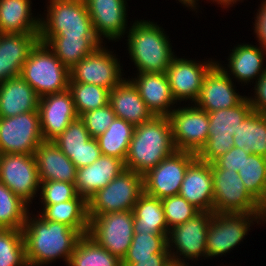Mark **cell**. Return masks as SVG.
I'll return each mask as SVG.
<instances>
[{
	"mask_svg": "<svg viewBox=\"0 0 266 266\" xmlns=\"http://www.w3.org/2000/svg\"><path fill=\"white\" fill-rule=\"evenodd\" d=\"M101 156L96 138L89 139L82 147L80 168L95 162Z\"/></svg>",
	"mask_w": 266,
	"mask_h": 266,
	"instance_id": "obj_49",
	"label": "cell"
},
{
	"mask_svg": "<svg viewBox=\"0 0 266 266\" xmlns=\"http://www.w3.org/2000/svg\"><path fill=\"white\" fill-rule=\"evenodd\" d=\"M259 5L254 17L253 33L256 35V41L259 42L258 46L266 49V0H262Z\"/></svg>",
	"mask_w": 266,
	"mask_h": 266,
	"instance_id": "obj_47",
	"label": "cell"
},
{
	"mask_svg": "<svg viewBox=\"0 0 266 266\" xmlns=\"http://www.w3.org/2000/svg\"><path fill=\"white\" fill-rule=\"evenodd\" d=\"M254 95L249 96L252 109L260 114H266V71L254 83Z\"/></svg>",
	"mask_w": 266,
	"mask_h": 266,
	"instance_id": "obj_46",
	"label": "cell"
},
{
	"mask_svg": "<svg viewBox=\"0 0 266 266\" xmlns=\"http://www.w3.org/2000/svg\"><path fill=\"white\" fill-rule=\"evenodd\" d=\"M105 44L71 68L69 82L94 84L111 91L124 79L120 59Z\"/></svg>",
	"mask_w": 266,
	"mask_h": 266,
	"instance_id": "obj_14",
	"label": "cell"
},
{
	"mask_svg": "<svg viewBox=\"0 0 266 266\" xmlns=\"http://www.w3.org/2000/svg\"><path fill=\"white\" fill-rule=\"evenodd\" d=\"M0 266H28L22 230L0 228Z\"/></svg>",
	"mask_w": 266,
	"mask_h": 266,
	"instance_id": "obj_40",
	"label": "cell"
},
{
	"mask_svg": "<svg viewBox=\"0 0 266 266\" xmlns=\"http://www.w3.org/2000/svg\"><path fill=\"white\" fill-rule=\"evenodd\" d=\"M216 64L212 58L206 61H196V59L173 58L170 66L166 70V76L170 84L172 96L177 102L183 105L194 104L199 97L203 79L209 70ZM185 101V102H184Z\"/></svg>",
	"mask_w": 266,
	"mask_h": 266,
	"instance_id": "obj_17",
	"label": "cell"
},
{
	"mask_svg": "<svg viewBox=\"0 0 266 266\" xmlns=\"http://www.w3.org/2000/svg\"><path fill=\"white\" fill-rule=\"evenodd\" d=\"M40 14V42L51 37L98 38L84 0H48Z\"/></svg>",
	"mask_w": 266,
	"mask_h": 266,
	"instance_id": "obj_4",
	"label": "cell"
},
{
	"mask_svg": "<svg viewBox=\"0 0 266 266\" xmlns=\"http://www.w3.org/2000/svg\"><path fill=\"white\" fill-rule=\"evenodd\" d=\"M238 174L246 190L266 209V157L250 154Z\"/></svg>",
	"mask_w": 266,
	"mask_h": 266,
	"instance_id": "obj_36",
	"label": "cell"
},
{
	"mask_svg": "<svg viewBox=\"0 0 266 266\" xmlns=\"http://www.w3.org/2000/svg\"><path fill=\"white\" fill-rule=\"evenodd\" d=\"M213 213L266 214V209L246 190L237 171L211 169Z\"/></svg>",
	"mask_w": 266,
	"mask_h": 266,
	"instance_id": "obj_10",
	"label": "cell"
},
{
	"mask_svg": "<svg viewBox=\"0 0 266 266\" xmlns=\"http://www.w3.org/2000/svg\"><path fill=\"white\" fill-rule=\"evenodd\" d=\"M254 222L265 225L266 214L213 213L207 228V259L226 256L242 244Z\"/></svg>",
	"mask_w": 266,
	"mask_h": 266,
	"instance_id": "obj_6",
	"label": "cell"
},
{
	"mask_svg": "<svg viewBox=\"0 0 266 266\" xmlns=\"http://www.w3.org/2000/svg\"><path fill=\"white\" fill-rule=\"evenodd\" d=\"M39 96L19 75L0 83V117L38 111Z\"/></svg>",
	"mask_w": 266,
	"mask_h": 266,
	"instance_id": "obj_28",
	"label": "cell"
},
{
	"mask_svg": "<svg viewBox=\"0 0 266 266\" xmlns=\"http://www.w3.org/2000/svg\"><path fill=\"white\" fill-rule=\"evenodd\" d=\"M234 147L266 157V114L252 111L233 134Z\"/></svg>",
	"mask_w": 266,
	"mask_h": 266,
	"instance_id": "obj_31",
	"label": "cell"
},
{
	"mask_svg": "<svg viewBox=\"0 0 266 266\" xmlns=\"http://www.w3.org/2000/svg\"><path fill=\"white\" fill-rule=\"evenodd\" d=\"M240 1L244 0H210V2L215 3L216 5H220L221 8L229 9L230 7H233L234 5L237 4V2L240 3Z\"/></svg>",
	"mask_w": 266,
	"mask_h": 266,
	"instance_id": "obj_50",
	"label": "cell"
},
{
	"mask_svg": "<svg viewBox=\"0 0 266 266\" xmlns=\"http://www.w3.org/2000/svg\"><path fill=\"white\" fill-rule=\"evenodd\" d=\"M130 78L154 116L168 117L177 102L172 96L166 73H137ZM175 104V105H174Z\"/></svg>",
	"mask_w": 266,
	"mask_h": 266,
	"instance_id": "obj_25",
	"label": "cell"
},
{
	"mask_svg": "<svg viewBox=\"0 0 266 266\" xmlns=\"http://www.w3.org/2000/svg\"><path fill=\"white\" fill-rule=\"evenodd\" d=\"M79 117L84 122L91 138H97L107 130L116 115L110 104H107L101 108L88 111Z\"/></svg>",
	"mask_w": 266,
	"mask_h": 266,
	"instance_id": "obj_44",
	"label": "cell"
},
{
	"mask_svg": "<svg viewBox=\"0 0 266 266\" xmlns=\"http://www.w3.org/2000/svg\"><path fill=\"white\" fill-rule=\"evenodd\" d=\"M32 0H0V33H39L40 14L32 13Z\"/></svg>",
	"mask_w": 266,
	"mask_h": 266,
	"instance_id": "obj_29",
	"label": "cell"
},
{
	"mask_svg": "<svg viewBox=\"0 0 266 266\" xmlns=\"http://www.w3.org/2000/svg\"><path fill=\"white\" fill-rule=\"evenodd\" d=\"M109 104L116 118L123 119L134 126L154 117L129 78H124L110 91Z\"/></svg>",
	"mask_w": 266,
	"mask_h": 266,
	"instance_id": "obj_26",
	"label": "cell"
},
{
	"mask_svg": "<svg viewBox=\"0 0 266 266\" xmlns=\"http://www.w3.org/2000/svg\"><path fill=\"white\" fill-rule=\"evenodd\" d=\"M132 211L135 233H169L161 199L143 192Z\"/></svg>",
	"mask_w": 266,
	"mask_h": 266,
	"instance_id": "obj_32",
	"label": "cell"
},
{
	"mask_svg": "<svg viewBox=\"0 0 266 266\" xmlns=\"http://www.w3.org/2000/svg\"><path fill=\"white\" fill-rule=\"evenodd\" d=\"M0 181L30 207L41 184L34 155L0 154Z\"/></svg>",
	"mask_w": 266,
	"mask_h": 266,
	"instance_id": "obj_16",
	"label": "cell"
},
{
	"mask_svg": "<svg viewBox=\"0 0 266 266\" xmlns=\"http://www.w3.org/2000/svg\"><path fill=\"white\" fill-rule=\"evenodd\" d=\"M168 233H134L132 243L123 259L153 258V254L169 253Z\"/></svg>",
	"mask_w": 266,
	"mask_h": 266,
	"instance_id": "obj_41",
	"label": "cell"
},
{
	"mask_svg": "<svg viewBox=\"0 0 266 266\" xmlns=\"http://www.w3.org/2000/svg\"><path fill=\"white\" fill-rule=\"evenodd\" d=\"M39 41V33H0V83L20 75L22 65Z\"/></svg>",
	"mask_w": 266,
	"mask_h": 266,
	"instance_id": "obj_23",
	"label": "cell"
},
{
	"mask_svg": "<svg viewBox=\"0 0 266 266\" xmlns=\"http://www.w3.org/2000/svg\"><path fill=\"white\" fill-rule=\"evenodd\" d=\"M22 232L28 266H47L62 258L68 265L75 245L82 236L68 225L44 220L31 212L26 216Z\"/></svg>",
	"mask_w": 266,
	"mask_h": 266,
	"instance_id": "obj_1",
	"label": "cell"
},
{
	"mask_svg": "<svg viewBox=\"0 0 266 266\" xmlns=\"http://www.w3.org/2000/svg\"><path fill=\"white\" fill-rule=\"evenodd\" d=\"M175 151L169 117L154 116L135 126L125 169L144 175Z\"/></svg>",
	"mask_w": 266,
	"mask_h": 266,
	"instance_id": "obj_3",
	"label": "cell"
},
{
	"mask_svg": "<svg viewBox=\"0 0 266 266\" xmlns=\"http://www.w3.org/2000/svg\"><path fill=\"white\" fill-rule=\"evenodd\" d=\"M130 25L126 50L137 72L165 73L176 56L165 29L144 19H137Z\"/></svg>",
	"mask_w": 266,
	"mask_h": 266,
	"instance_id": "obj_2",
	"label": "cell"
},
{
	"mask_svg": "<svg viewBox=\"0 0 266 266\" xmlns=\"http://www.w3.org/2000/svg\"><path fill=\"white\" fill-rule=\"evenodd\" d=\"M252 111L250 100L246 97L235 107L209 112L208 141L197 157L204 162L213 163L227 153L234 147V132Z\"/></svg>",
	"mask_w": 266,
	"mask_h": 266,
	"instance_id": "obj_7",
	"label": "cell"
},
{
	"mask_svg": "<svg viewBox=\"0 0 266 266\" xmlns=\"http://www.w3.org/2000/svg\"><path fill=\"white\" fill-rule=\"evenodd\" d=\"M227 58L228 64L223 66L221 62L216 64L232 79L245 86L258 81L259 77L266 71L264 64L266 49L258 45L242 43L230 49ZM234 78V79H233ZM245 84V85H244Z\"/></svg>",
	"mask_w": 266,
	"mask_h": 266,
	"instance_id": "obj_21",
	"label": "cell"
},
{
	"mask_svg": "<svg viewBox=\"0 0 266 266\" xmlns=\"http://www.w3.org/2000/svg\"><path fill=\"white\" fill-rule=\"evenodd\" d=\"M171 262L170 253H157L153 258L123 259L122 266H168Z\"/></svg>",
	"mask_w": 266,
	"mask_h": 266,
	"instance_id": "obj_48",
	"label": "cell"
},
{
	"mask_svg": "<svg viewBox=\"0 0 266 266\" xmlns=\"http://www.w3.org/2000/svg\"><path fill=\"white\" fill-rule=\"evenodd\" d=\"M212 215L213 212H199L187 222L169 229L167 248L173 262L189 264L199 261L200 257V260L207 259V228Z\"/></svg>",
	"mask_w": 266,
	"mask_h": 266,
	"instance_id": "obj_9",
	"label": "cell"
},
{
	"mask_svg": "<svg viewBox=\"0 0 266 266\" xmlns=\"http://www.w3.org/2000/svg\"><path fill=\"white\" fill-rule=\"evenodd\" d=\"M30 208L0 181V228L22 230Z\"/></svg>",
	"mask_w": 266,
	"mask_h": 266,
	"instance_id": "obj_37",
	"label": "cell"
},
{
	"mask_svg": "<svg viewBox=\"0 0 266 266\" xmlns=\"http://www.w3.org/2000/svg\"><path fill=\"white\" fill-rule=\"evenodd\" d=\"M40 181L74 183L77 168L54 141H42L34 153Z\"/></svg>",
	"mask_w": 266,
	"mask_h": 266,
	"instance_id": "obj_27",
	"label": "cell"
},
{
	"mask_svg": "<svg viewBox=\"0 0 266 266\" xmlns=\"http://www.w3.org/2000/svg\"><path fill=\"white\" fill-rule=\"evenodd\" d=\"M143 193V175L125 169L88 201V216L132 211Z\"/></svg>",
	"mask_w": 266,
	"mask_h": 266,
	"instance_id": "obj_8",
	"label": "cell"
},
{
	"mask_svg": "<svg viewBox=\"0 0 266 266\" xmlns=\"http://www.w3.org/2000/svg\"><path fill=\"white\" fill-rule=\"evenodd\" d=\"M168 229L187 222L200 211L178 195L161 199Z\"/></svg>",
	"mask_w": 266,
	"mask_h": 266,
	"instance_id": "obj_42",
	"label": "cell"
},
{
	"mask_svg": "<svg viewBox=\"0 0 266 266\" xmlns=\"http://www.w3.org/2000/svg\"><path fill=\"white\" fill-rule=\"evenodd\" d=\"M124 170L121 159L101 154L92 164L77 169L74 182L77 194L88 201Z\"/></svg>",
	"mask_w": 266,
	"mask_h": 266,
	"instance_id": "obj_24",
	"label": "cell"
},
{
	"mask_svg": "<svg viewBox=\"0 0 266 266\" xmlns=\"http://www.w3.org/2000/svg\"><path fill=\"white\" fill-rule=\"evenodd\" d=\"M88 218V235L122 261L135 233L133 211L112 212Z\"/></svg>",
	"mask_w": 266,
	"mask_h": 266,
	"instance_id": "obj_11",
	"label": "cell"
},
{
	"mask_svg": "<svg viewBox=\"0 0 266 266\" xmlns=\"http://www.w3.org/2000/svg\"><path fill=\"white\" fill-rule=\"evenodd\" d=\"M179 1L183 6L188 7V9H191L192 11L198 10V4L200 0H177Z\"/></svg>",
	"mask_w": 266,
	"mask_h": 266,
	"instance_id": "obj_51",
	"label": "cell"
},
{
	"mask_svg": "<svg viewBox=\"0 0 266 266\" xmlns=\"http://www.w3.org/2000/svg\"><path fill=\"white\" fill-rule=\"evenodd\" d=\"M134 128L133 124L115 118L107 130L96 138L101 154L125 162Z\"/></svg>",
	"mask_w": 266,
	"mask_h": 266,
	"instance_id": "obj_34",
	"label": "cell"
},
{
	"mask_svg": "<svg viewBox=\"0 0 266 266\" xmlns=\"http://www.w3.org/2000/svg\"><path fill=\"white\" fill-rule=\"evenodd\" d=\"M20 76L42 97L68 89L70 70L39 41L22 65Z\"/></svg>",
	"mask_w": 266,
	"mask_h": 266,
	"instance_id": "obj_5",
	"label": "cell"
},
{
	"mask_svg": "<svg viewBox=\"0 0 266 266\" xmlns=\"http://www.w3.org/2000/svg\"><path fill=\"white\" fill-rule=\"evenodd\" d=\"M42 141L39 111L0 117V154L34 155Z\"/></svg>",
	"mask_w": 266,
	"mask_h": 266,
	"instance_id": "obj_13",
	"label": "cell"
},
{
	"mask_svg": "<svg viewBox=\"0 0 266 266\" xmlns=\"http://www.w3.org/2000/svg\"><path fill=\"white\" fill-rule=\"evenodd\" d=\"M41 207L38 215L44 220L68 225L81 235L88 234V204L82 196L56 204H42Z\"/></svg>",
	"mask_w": 266,
	"mask_h": 266,
	"instance_id": "obj_30",
	"label": "cell"
},
{
	"mask_svg": "<svg viewBox=\"0 0 266 266\" xmlns=\"http://www.w3.org/2000/svg\"><path fill=\"white\" fill-rule=\"evenodd\" d=\"M233 81L215 64L204 77L199 97L194 104L208 113L237 106L247 96L236 91Z\"/></svg>",
	"mask_w": 266,
	"mask_h": 266,
	"instance_id": "obj_20",
	"label": "cell"
},
{
	"mask_svg": "<svg viewBox=\"0 0 266 266\" xmlns=\"http://www.w3.org/2000/svg\"><path fill=\"white\" fill-rule=\"evenodd\" d=\"M197 158L189 151H175L143 175V192L163 199L178 195L188 166Z\"/></svg>",
	"mask_w": 266,
	"mask_h": 266,
	"instance_id": "obj_15",
	"label": "cell"
},
{
	"mask_svg": "<svg viewBox=\"0 0 266 266\" xmlns=\"http://www.w3.org/2000/svg\"><path fill=\"white\" fill-rule=\"evenodd\" d=\"M179 195L200 212H213L214 191L211 163L198 157L188 166Z\"/></svg>",
	"mask_w": 266,
	"mask_h": 266,
	"instance_id": "obj_22",
	"label": "cell"
},
{
	"mask_svg": "<svg viewBox=\"0 0 266 266\" xmlns=\"http://www.w3.org/2000/svg\"><path fill=\"white\" fill-rule=\"evenodd\" d=\"M41 204H56L74 199L78 194L74 183L63 181H40Z\"/></svg>",
	"mask_w": 266,
	"mask_h": 266,
	"instance_id": "obj_43",
	"label": "cell"
},
{
	"mask_svg": "<svg viewBox=\"0 0 266 266\" xmlns=\"http://www.w3.org/2000/svg\"><path fill=\"white\" fill-rule=\"evenodd\" d=\"M169 114L173 143L177 151L198 154L208 141V112L195 104H178ZM186 105V106H185ZM191 105V106H190Z\"/></svg>",
	"mask_w": 266,
	"mask_h": 266,
	"instance_id": "obj_12",
	"label": "cell"
},
{
	"mask_svg": "<svg viewBox=\"0 0 266 266\" xmlns=\"http://www.w3.org/2000/svg\"><path fill=\"white\" fill-rule=\"evenodd\" d=\"M168 266H193L185 263H177V262H171Z\"/></svg>",
	"mask_w": 266,
	"mask_h": 266,
	"instance_id": "obj_52",
	"label": "cell"
},
{
	"mask_svg": "<svg viewBox=\"0 0 266 266\" xmlns=\"http://www.w3.org/2000/svg\"><path fill=\"white\" fill-rule=\"evenodd\" d=\"M45 44L61 63L71 70L79 61L104 43L99 38L51 37Z\"/></svg>",
	"mask_w": 266,
	"mask_h": 266,
	"instance_id": "obj_33",
	"label": "cell"
},
{
	"mask_svg": "<svg viewBox=\"0 0 266 266\" xmlns=\"http://www.w3.org/2000/svg\"><path fill=\"white\" fill-rule=\"evenodd\" d=\"M89 139L91 136L84 122L78 117L53 141L78 169L80 168L82 147Z\"/></svg>",
	"mask_w": 266,
	"mask_h": 266,
	"instance_id": "obj_39",
	"label": "cell"
},
{
	"mask_svg": "<svg viewBox=\"0 0 266 266\" xmlns=\"http://www.w3.org/2000/svg\"><path fill=\"white\" fill-rule=\"evenodd\" d=\"M68 89L78 116L109 104L110 90L104 87L82 82H69Z\"/></svg>",
	"mask_w": 266,
	"mask_h": 266,
	"instance_id": "obj_38",
	"label": "cell"
},
{
	"mask_svg": "<svg viewBox=\"0 0 266 266\" xmlns=\"http://www.w3.org/2000/svg\"><path fill=\"white\" fill-rule=\"evenodd\" d=\"M94 31L103 42L121 40L127 33V0H84ZM104 38V39H103Z\"/></svg>",
	"mask_w": 266,
	"mask_h": 266,
	"instance_id": "obj_18",
	"label": "cell"
},
{
	"mask_svg": "<svg viewBox=\"0 0 266 266\" xmlns=\"http://www.w3.org/2000/svg\"><path fill=\"white\" fill-rule=\"evenodd\" d=\"M67 266H122V261L85 234L78 239Z\"/></svg>",
	"mask_w": 266,
	"mask_h": 266,
	"instance_id": "obj_35",
	"label": "cell"
},
{
	"mask_svg": "<svg viewBox=\"0 0 266 266\" xmlns=\"http://www.w3.org/2000/svg\"><path fill=\"white\" fill-rule=\"evenodd\" d=\"M249 155L243 149L232 147L227 153L211 163V169H227L238 172Z\"/></svg>",
	"mask_w": 266,
	"mask_h": 266,
	"instance_id": "obj_45",
	"label": "cell"
},
{
	"mask_svg": "<svg viewBox=\"0 0 266 266\" xmlns=\"http://www.w3.org/2000/svg\"><path fill=\"white\" fill-rule=\"evenodd\" d=\"M38 111L43 141H53L79 117L69 89L40 97Z\"/></svg>",
	"mask_w": 266,
	"mask_h": 266,
	"instance_id": "obj_19",
	"label": "cell"
}]
</instances>
